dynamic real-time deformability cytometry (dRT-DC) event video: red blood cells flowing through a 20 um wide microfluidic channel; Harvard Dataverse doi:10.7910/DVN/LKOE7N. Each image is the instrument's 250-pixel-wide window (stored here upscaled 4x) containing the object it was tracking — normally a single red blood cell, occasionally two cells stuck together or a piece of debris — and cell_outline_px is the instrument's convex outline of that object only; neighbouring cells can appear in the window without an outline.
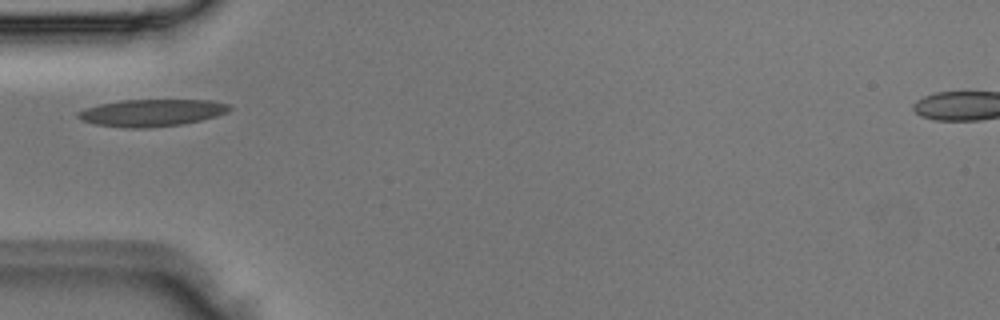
{"species": "Egyptian fruit bat (a non-hibernating species)", "species_latin": "Rousettus aegyptiacus", "temperature_condition": "room temperature", "stored_images_in_passage": 2, "camera_frame_rate_fps": 3000, "um_per_image_px": 0.085, "animal": {"sex": "male"}, "frame": {"image": 1, "passage_image": 2, "time_ms": 0.333, "image_size_px": [1000, 320], "cell_outline_px": [[232, 108], [228, 112], [216, 116], [184, 124], [148, 128], [124, 128], [96, 124], [80, 120], [76, 116], [76, 112], [84, 108], [100, 104], [120, 100], [212, 100], [232, 104]], "centroid_in_image_um": [12.9, 9.58], "position_along_channel_um": 72.1, "area_um2": 24.22}}